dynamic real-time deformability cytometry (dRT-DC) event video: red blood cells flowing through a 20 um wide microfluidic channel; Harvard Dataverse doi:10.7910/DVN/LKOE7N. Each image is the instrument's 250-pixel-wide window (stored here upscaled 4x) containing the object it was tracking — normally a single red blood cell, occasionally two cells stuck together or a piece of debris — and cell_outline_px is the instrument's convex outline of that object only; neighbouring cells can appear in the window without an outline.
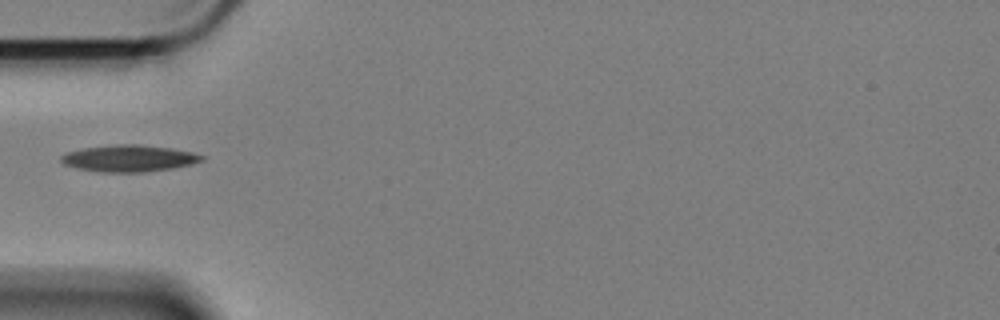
{"species": "Egyptian fruit bat (a non-hibernating species)", "species_latin": "Rousettus aegyptiacus", "temperature_condition": "cold", "stored_images_in_passage": 32, "camera_frame_rate_fps": 3000, "um_per_image_px": 0.085, "animal": {"sex": "female"}, "frame": {"image": 1, "passage_image": 1, "time_ms": 0.0, "image_size_px": [1000, 320], "cell_outline_px": [[204, 160], [192, 164], [172, 168], [144, 172], [100, 172], [80, 168], [64, 164], [60, 160], [60, 156], [68, 152], [84, 148], [120, 144], [140, 144], [168, 148], [192, 152], [204, 156]], "centroid_in_image_um": [10.98, 13.46], "position_along_channel_um": 74.0, "area_um2": 21.62}}
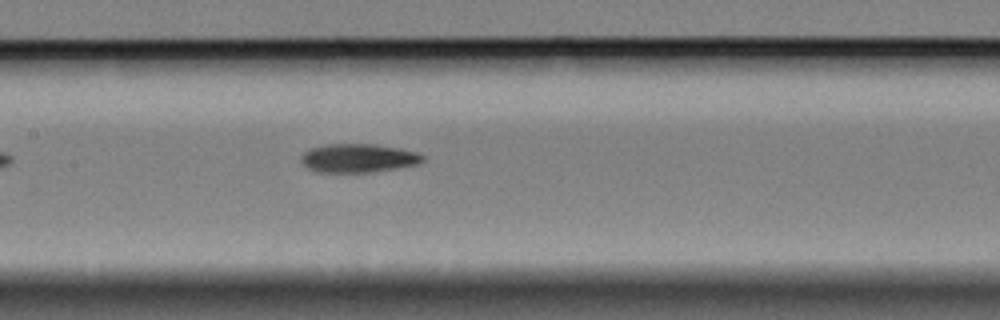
{"frame": {"image": 2, "passage_image": 10, "time_ms": 3.0, "image_size_px": [1000, 320], "cell_outline_px": [[424, 160], [416, 164], [396, 168], [372, 172], [316, 172], [308, 168], [300, 160], [304, 152], [312, 148], [324, 144], [376, 144], [400, 148], [416, 152], [424, 156]], "centroid_in_image_um": [30.44, 13.43], "position_along_channel_um": 177.0, "area_um2": 20.23}}
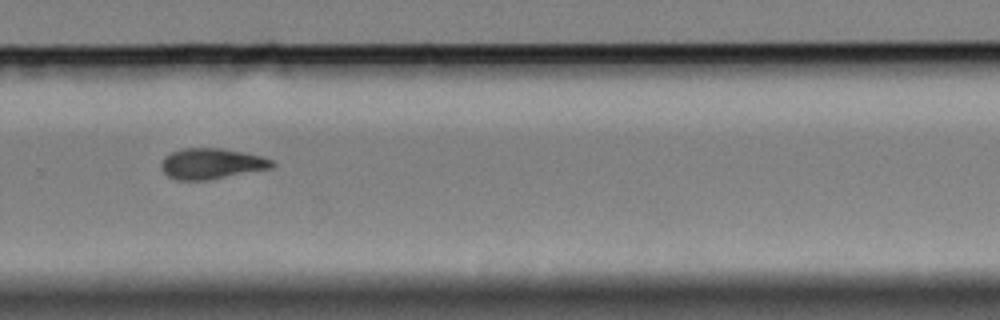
{"frame": {"image": 3, "passage_image": 22, "time_ms": 7.0, "image_size_px": [1000, 320], "cell_outline_px": [[276, 164], [272, 168], [208, 180], [176, 180], [168, 176], [164, 172], [160, 164], [164, 156], [180, 148], [224, 148], [244, 152], [260, 156], [272, 160]], "centroid_in_image_um": [17.97, 13.9], "position_along_channel_um": 311.8, "area_um2": 19.94}}